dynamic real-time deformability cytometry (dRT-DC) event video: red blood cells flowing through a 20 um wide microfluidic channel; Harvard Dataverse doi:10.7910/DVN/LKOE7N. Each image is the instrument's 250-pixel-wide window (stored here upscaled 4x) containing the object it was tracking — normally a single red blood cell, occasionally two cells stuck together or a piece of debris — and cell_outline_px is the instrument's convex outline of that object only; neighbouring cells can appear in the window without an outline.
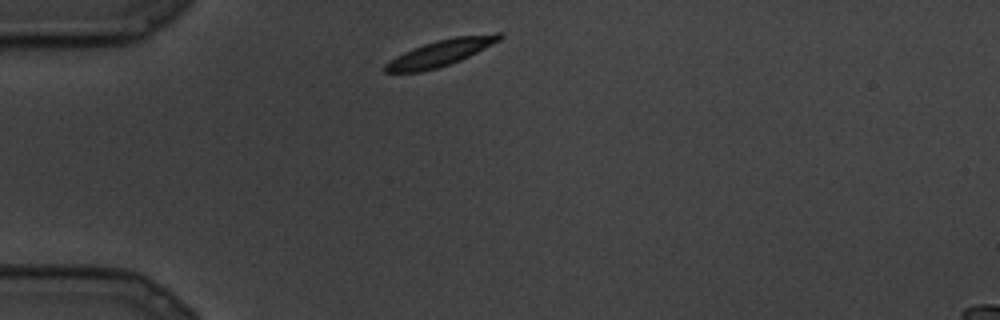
{"species": "common noctule bat (a hibernating species)", "species_latin": "Nyctalus noctula", "temperature_condition": "cold", "stored_images_in_passage": 13, "camera_frame_rate_fps": 3000, "um_per_image_px": 0.085, "animal": {"sex": "male", "body_mass_g": 19.5, "forearm_length_mm": 54.6}, "frame": {"image": 1, "passage_image": 1, "time_ms": 0.0, "image_size_px": [1000, 320], "cell_outline_px": [[504, 36], [500, 40], [460, 60], [436, 68], [420, 72], [384, 72], [384, 64], [396, 56], [412, 48], [436, 40], [456, 36], [496, 32], [500, 32]], "centroid_in_image_um": [37.45, 4.47], "position_along_channel_um": 47.5, "area_um2": 17.4}}
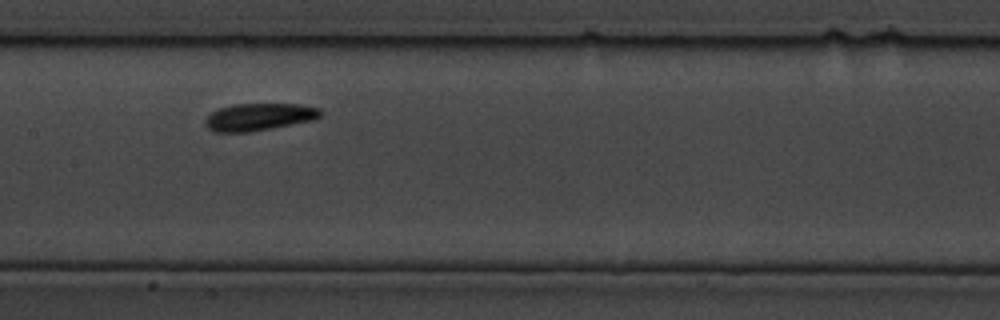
{"frame": {"image": 2, "passage_image": 7, "time_ms": 2.0, "image_size_px": [1000, 320], "cell_outline_px": [[320, 116], [312, 120], [272, 128], [248, 132], [216, 132], [208, 128], [204, 124], [204, 120], [212, 112], [220, 108], [232, 104], [300, 104], [320, 108]], "centroid_in_image_um": [21.99, 9.93], "position_along_channel_um": 185.4, "area_um2": 18.21}}
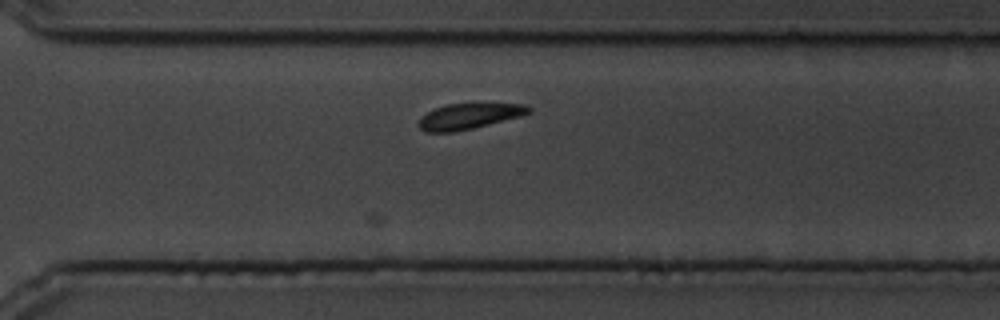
{"frame": {"image": 3, "passage_image": 13, "time_ms": 4.0, "image_size_px": [1000, 320], "cell_outline_px": [[532, 112], [524, 116], [472, 128], [452, 132], [424, 132], [416, 124], [420, 116], [436, 108], [448, 104], [524, 104], [532, 108]], "centroid_in_image_um": [39.87, 9.89], "position_along_channel_um": 330.7, "area_um2": 16.47}}